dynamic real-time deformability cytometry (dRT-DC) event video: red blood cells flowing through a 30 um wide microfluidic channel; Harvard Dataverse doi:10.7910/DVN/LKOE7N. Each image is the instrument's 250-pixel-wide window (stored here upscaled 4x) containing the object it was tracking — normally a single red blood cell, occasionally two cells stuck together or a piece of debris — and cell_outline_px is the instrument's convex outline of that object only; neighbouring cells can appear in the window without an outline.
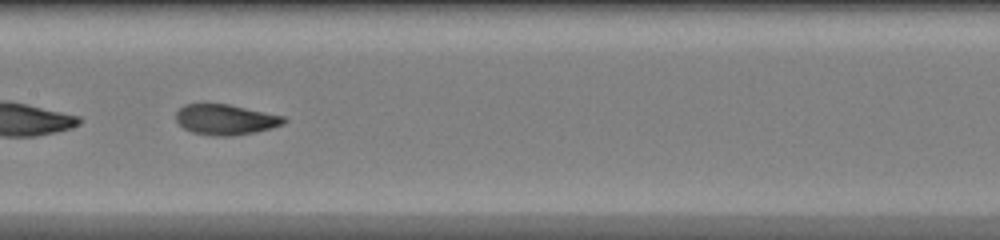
{"species": "common noctule bat (a hibernating species)", "species_latin": "Nyctalus noctula", "temperature_condition": "warm", "stored_images_in_passage": 26, "camera_frame_rate_fps": 3000, "um_per_image_px": 0.085, "animal": {"sex": "female", "body_mass_g": 20.0, "forearm_length_mm": 54.0}, "frame": {"image": 1, "passage_image": 24, "time_ms": 7.667, "image_size_px": [1000, 240], "cell_outline_px": [[288, 120], [284, 124], [272, 128], [256, 132], [232, 136], [212, 136], [192, 132], [184, 128], [176, 120], [176, 112], [184, 104], [228, 104], [284, 116]], "centroid_in_image_um": [19.19, 10.17], "position_along_channel_um": 188.2, "area_um2": 19.19}}